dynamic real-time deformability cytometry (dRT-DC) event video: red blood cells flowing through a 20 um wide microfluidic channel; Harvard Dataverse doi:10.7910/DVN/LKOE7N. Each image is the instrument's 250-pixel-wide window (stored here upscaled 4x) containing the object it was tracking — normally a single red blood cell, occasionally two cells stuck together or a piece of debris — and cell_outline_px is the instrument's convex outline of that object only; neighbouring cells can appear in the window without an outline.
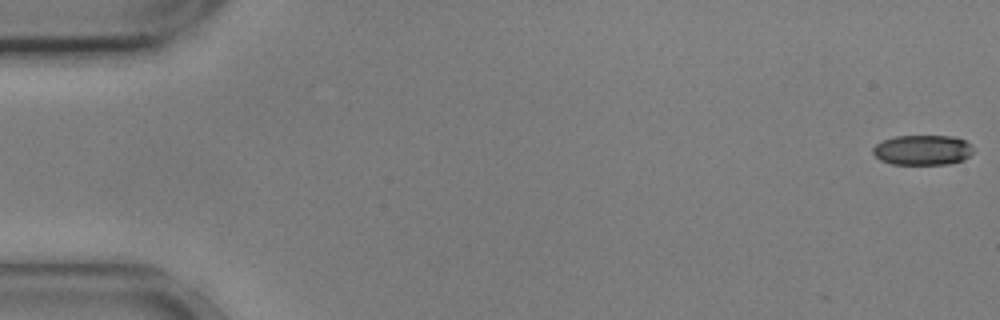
{"species": "common noctule bat (a hibernating species)", "species_latin": "Nyctalus noctula", "temperature_condition": "cold", "stored_images_in_passage": 56, "camera_frame_rate_fps": 3000, "um_per_image_px": 0.085, "animal": {"sex": "male", "body_mass_g": 17.9, "forearm_length_mm": 54.2}, "frame": {"image": 1, "passage_image": 1, "time_ms": 0.0, "image_size_px": [1000, 320], "cell_outline_px": [[972, 152], [964, 160], [948, 164], [892, 164], [880, 160], [872, 152], [872, 148], [876, 144], [884, 140], [896, 136], [956, 136], [964, 140], [972, 148]], "centroid_in_image_um": [78.4, 12.75], "position_along_channel_um": 6.6, "area_um2": 17.51}}
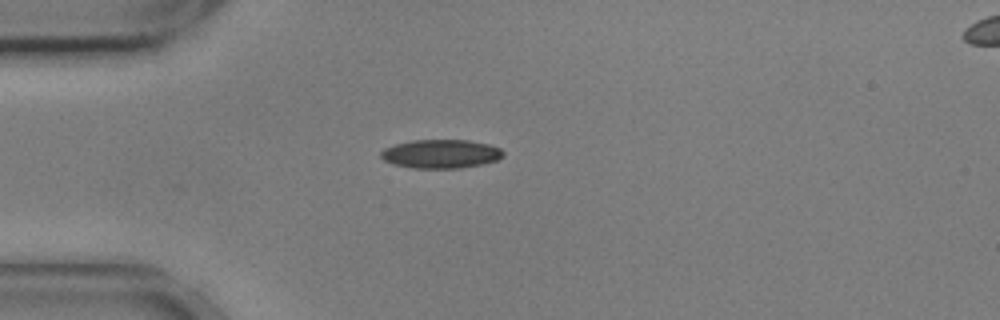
{"frame": {"image": 2, "passage_image": 15, "time_ms": 4.667, "image_size_px": [1000, 320], "cell_outline_px": [[504, 156], [496, 160], [484, 164], [460, 168], [412, 168], [392, 164], [384, 160], [380, 156], [380, 152], [384, 148], [396, 144], [412, 140], [468, 140], [488, 144], [500, 148], [504, 152]], "centroid_in_image_um": [37.47, 13.08], "position_along_channel_um": 47.5, "area_um2": 20.58}}
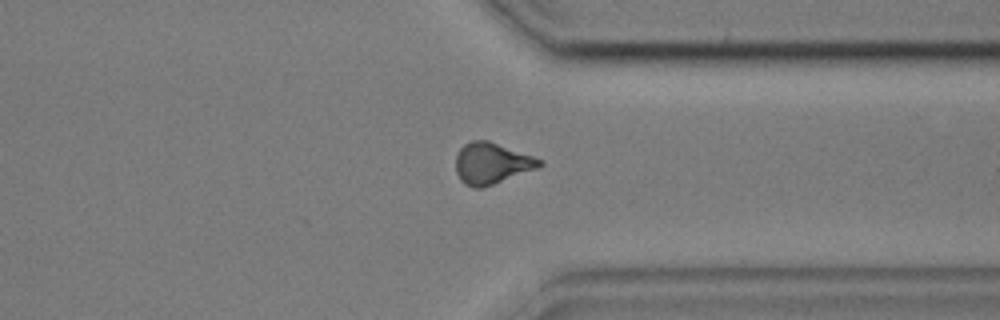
{"frame": {"image": 3, "passage_image": 43, "time_ms": 14.0, "image_size_px": [1000, 320], "cell_outline_px": [[544, 164], [540, 168], [480, 188], [472, 188], [464, 184], [460, 180], [456, 172], [456, 156], [460, 148], [464, 144], [472, 140], [488, 140], [544, 160]], "centroid_in_image_um": [41.8, 13.88], "position_along_channel_um": 369.6, "area_um2": 20.23}, "authors_computed_cell_mechanics": {"area_um2": 19.4786, "velocity_mm_per_s": 3.6131, "shape_relaxation_time_tau1_ms": null, "shape_relaxation_time_tau2_ms": 3.2863, "deformation_change_tau1": null, "deformation_change_tau2": 0.0785}}